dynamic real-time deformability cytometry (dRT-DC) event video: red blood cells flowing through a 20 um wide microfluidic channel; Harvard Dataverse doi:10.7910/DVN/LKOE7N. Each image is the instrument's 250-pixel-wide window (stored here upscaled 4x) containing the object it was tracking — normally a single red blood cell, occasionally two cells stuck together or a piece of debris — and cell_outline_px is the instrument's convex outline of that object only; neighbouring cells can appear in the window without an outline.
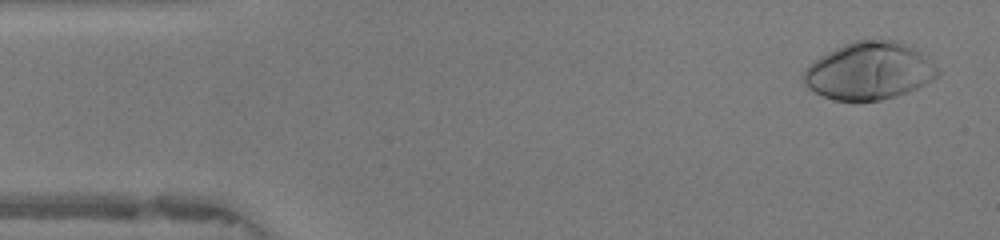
{"species": "human", "species_latin": "Homo sapiens", "temperature_condition": "warm", "stored_images_in_passage": 47, "camera_frame_rate_fps": 3000, "um_per_image_px": 0.085, "donor": {"sex": "female"}, "frame": {"image": 1, "passage_image": 2, "time_ms": 0.333, "image_size_px": [1000, 240], "cell_outline_px": [[940, 72], [936, 76], [916, 88], [908, 92], [896, 96], [880, 100], [832, 100], [808, 88], [804, 84], [804, 68], [808, 64], [820, 56], [836, 48], [856, 40], [896, 40], [916, 48]], "centroid_in_image_um": [73.84, 6.02], "position_along_channel_um": 11.2, "area_um2": 44.33}}
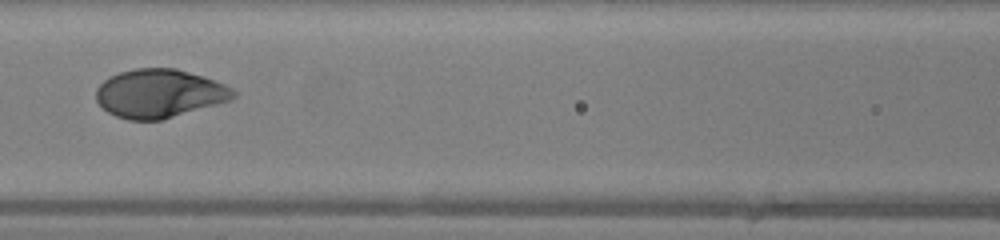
{"frame": {"image": 2, "passage_image": 20, "time_ms": 6.333, "image_size_px": [1000, 240], "cell_outline_px": [[236, 96], [232, 100], [164, 120], [128, 120], [116, 116], [108, 112], [96, 100], [96, 88], [104, 80], [120, 72], [136, 68], [176, 68], [204, 76], [224, 84], [232, 88], [236, 92]], "centroid_in_image_um": [13.58, 7.95], "position_along_channel_um": 153.0, "area_um2": 39.02}}
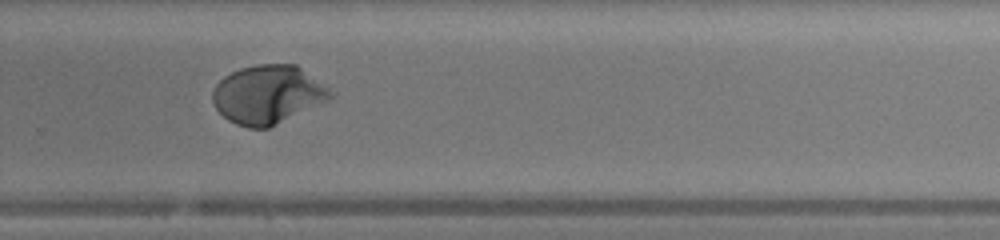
{"frame": {"image": 3, "passage_image": 31, "time_ms": 10.0, "image_size_px": [1000, 240], "cell_outline_px": [[332, 96], [328, 100], [268, 128], [248, 128], [236, 124], [228, 120], [216, 108], [212, 100], [212, 92], [216, 84], [224, 76], [240, 68], [256, 64], [296, 64], [328, 88], [332, 92]], "centroid_in_image_um": [22.73, 8.03], "position_along_channel_um": 307.1, "area_um2": 39.82}, "authors_computed_cell_mechanics": {"area_um2": 39.6508, "velocity_mm_per_s": 4.212, "shape_relaxation_time_tau1_ms": 2.9479, "shape_relaxation_time_tau2_ms": null, "deformation_change_tau1": 0.228, "deformation_change_tau2": null}}